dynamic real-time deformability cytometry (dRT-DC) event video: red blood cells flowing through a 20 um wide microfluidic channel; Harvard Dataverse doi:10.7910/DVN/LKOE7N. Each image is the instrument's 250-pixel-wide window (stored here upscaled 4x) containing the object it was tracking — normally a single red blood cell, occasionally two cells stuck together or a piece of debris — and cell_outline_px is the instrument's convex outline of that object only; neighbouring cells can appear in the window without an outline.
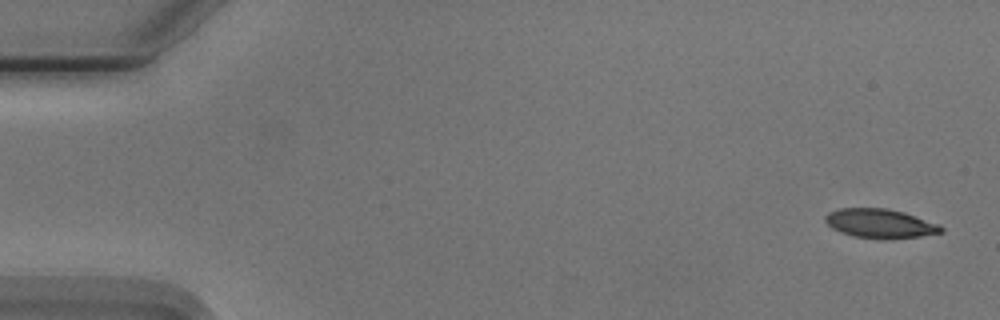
{"species": "Egyptian fruit bat (a non-hibernating species)", "species_latin": "Rousettus aegyptiacus", "temperature_condition": "cold", "stored_images_in_passage": 13, "camera_frame_rate_fps": 3000, "um_per_image_px": 0.085, "animal": {"sex": "male"}, "frame": {"image": 1, "passage_image": 1, "time_ms": 0.0, "image_size_px": [1000, 320], "cell_outline_px": [[944, 232], [920, 236], [884, 240], [852, 236], [840, 232], [832, 228], [824, 220], [824, 216], [828, 212], [840, 208], [888, 208], [904, 212], [940, 224], [944, 228]], "centroid_in_image_um": [74.81, 19.0], "position_along_channel_um": 10.2, "area_um2": 20.0}}
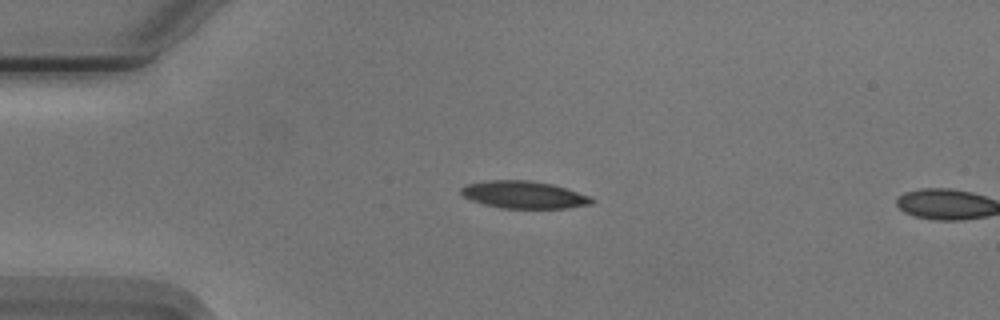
{"frame": {"image": 2, "passage_image": 12, "time_ms": 3.667, "image_size_px": [1000, 320], "cell_outline_px": [[596, 200], [592, 204], [568, 208], [500, 208], [484, 204], [472, 200], [464, 196], [460, 192], [460, 188], [468, 184], [488, 180], [532, 180], [552, 184], [592, 196]], "centroid_in_image_um": [44.58, 16.55], "position_along_channel_um": 40.4, "area_um2": 20.92}}